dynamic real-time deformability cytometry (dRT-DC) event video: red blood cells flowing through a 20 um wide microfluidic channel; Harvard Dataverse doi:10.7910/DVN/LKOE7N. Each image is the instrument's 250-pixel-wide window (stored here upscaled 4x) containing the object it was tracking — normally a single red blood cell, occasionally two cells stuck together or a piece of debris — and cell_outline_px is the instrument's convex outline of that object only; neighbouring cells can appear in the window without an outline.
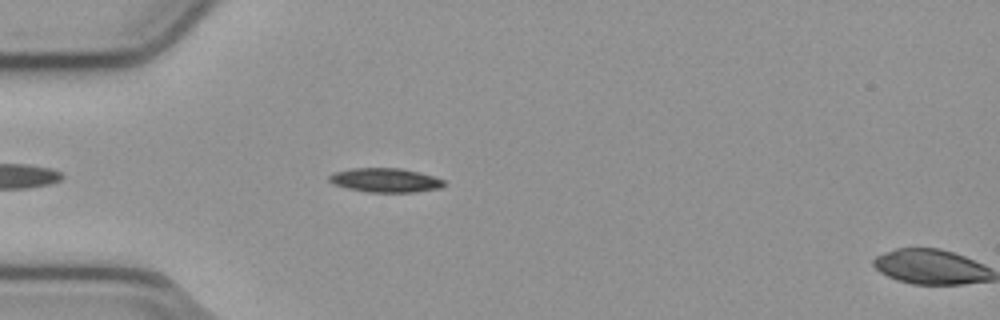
{"species": "common noctule bat (a hibernating species)", "species_latin": "Nyctalus noctula", "temperature_condition": "cold", "stored_images_in_passage": 7, "camera_frame_rate_fps": 3000, "um_per_image_px": 0.085, "animal": {"sex": "male", "body_mass_g": 23.1, "forearm_length_mm": 52.7}, "frame": {"image": 1, "passage_image": 6, "time_ms": 1.667, "image_size_px": [1000, 320], "cell_outline_px": [[444, 184], [440, 188], [416, 192], [368, 192], [348, 188], [332, 184], [328, 180], [328, 176], [332, 172], [352, 168], [400, 168], [420, 172], [444, 180]], "centroid_in_image_um": [32.71, 15.31], "position_along_channel_um": 52.3, "area_um2": 16.18}}